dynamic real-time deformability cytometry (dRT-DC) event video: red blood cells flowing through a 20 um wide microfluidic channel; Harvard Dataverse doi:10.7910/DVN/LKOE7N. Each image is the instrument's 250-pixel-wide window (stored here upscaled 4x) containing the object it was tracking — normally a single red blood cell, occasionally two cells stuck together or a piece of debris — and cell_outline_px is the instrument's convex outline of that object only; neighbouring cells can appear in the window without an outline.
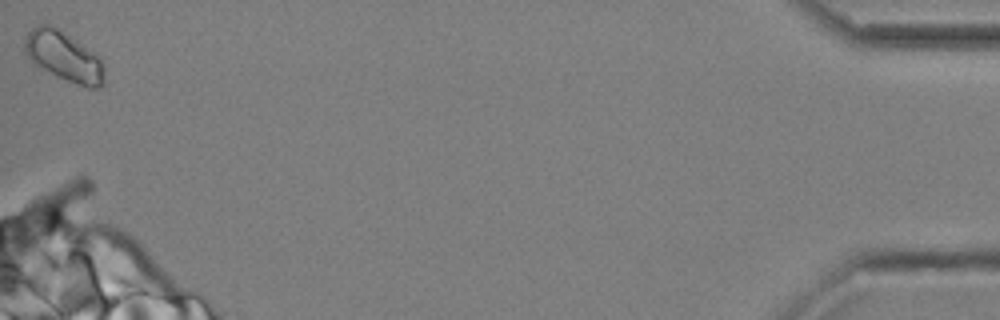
{"species": "common noctule bat (a hibernating species)", "species_latin": "Nyctalus noctula", "temperature_condition": "cold", "stored_images_in_passage": 56, "camera_frame_rate_fps": 3000, "um_per_image_px": 0.085, "animal": {"sex": "male", "body_mass_g": 20.4}, "frame": {"image": 1, "passage_image": 56, "time_ms": 18.333, "image_size_px": [1000, 320], "cell_outline_px": [[104, 84], [100, 88], [88, 88], [36, 68], [32, 64], [24, 52], [24, 36], [36, 24], [52, 24], [60, 28], [96, 52], [104, 64]], "centroid_in_image_um": [5.41, 4.77], "position_along_channel_um": 429.8, "area_um2": 24.04}}